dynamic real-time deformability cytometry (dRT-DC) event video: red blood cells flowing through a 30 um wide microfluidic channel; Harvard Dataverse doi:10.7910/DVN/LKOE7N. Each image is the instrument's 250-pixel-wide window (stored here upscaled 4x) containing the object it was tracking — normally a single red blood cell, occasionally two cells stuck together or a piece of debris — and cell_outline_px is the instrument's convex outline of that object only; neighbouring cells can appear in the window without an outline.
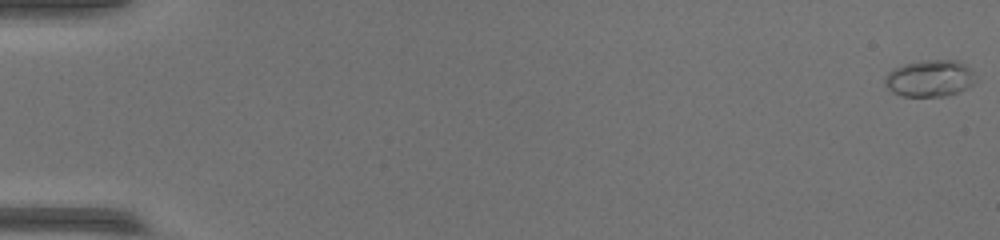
{"species": "common noctule bat (a hibernating species)", "species_latin": "Nyctalus noctula", "temperature_condition": "warm", "stored_images_in_passage": 54, "camera_frame_rate_fps": 3000, "um_per_image_px": 0.085, "animal": {"sex": "female", "body_mass_g": 17.0, "forearm_length_mm": 48.0}, "frame": {"image": 1, "passage_image": 1, "time_ms": 0.0, "image_size_px": [1000, 240], "cell_outline_px": [[972, 84], [968, 88], [944, 96], [904, 96], [892, 92], [884, 84], [884, 80], [888, 72], [892, 68], [904, 64], [924, 60], [956, 60], [964, 64], [972, 72]], "centroid_in_image_um": [78.96, 6.65], "position_along_channel_um": 6.0, "area_um2": 19.13}}
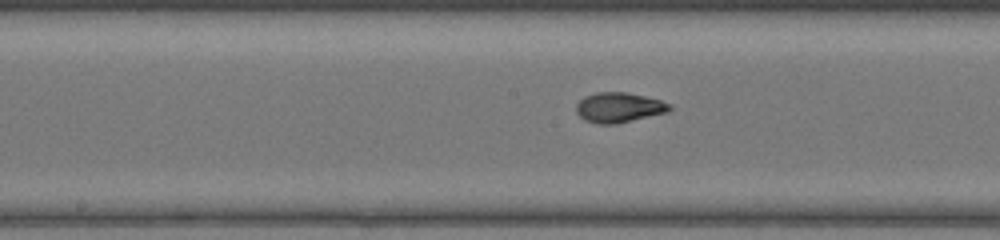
{"frame": {"image": 2, "passage_image": 29, "time_ms": 9.333, "image_size_px": [1000, 240], "cell_outline_px": [[672, 108], [668, 112], [616, 124], [596, 124], [584, 120], [576, 112], [576, 104], [584, 96], [596, 92], [628, 92], [660, 100], [672, 104]], "centroid_in_image_um": [52.6, 9.13], "position_along_channel_um": 195.6, "area_um2": 16.47}}
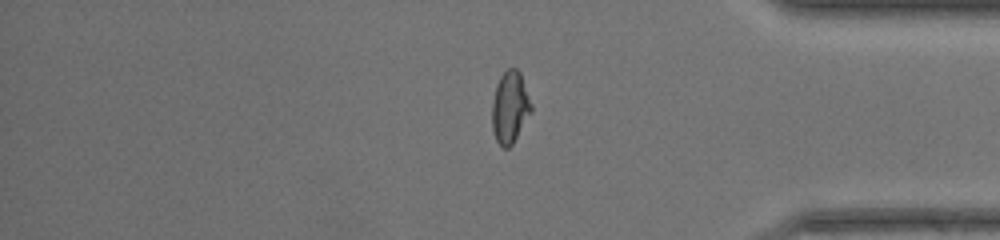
{"frame": {"image": 3, "passage_image": 45, "time_ms": 14.667, "image_size_px": [1000, 240], "cell_outline_px": [[532, 112], [512, 144], [508, 148], [504, 148], [496, 140], [492, 128], [492, 104], [496, 84], [500, 76], [508, 68], [516, 68], [520, 72], [532, 104]], "centroid_in_image_um": [43.35, 9.11], "position_along_channel_um": 391.8, "area_um2": 16.42}}